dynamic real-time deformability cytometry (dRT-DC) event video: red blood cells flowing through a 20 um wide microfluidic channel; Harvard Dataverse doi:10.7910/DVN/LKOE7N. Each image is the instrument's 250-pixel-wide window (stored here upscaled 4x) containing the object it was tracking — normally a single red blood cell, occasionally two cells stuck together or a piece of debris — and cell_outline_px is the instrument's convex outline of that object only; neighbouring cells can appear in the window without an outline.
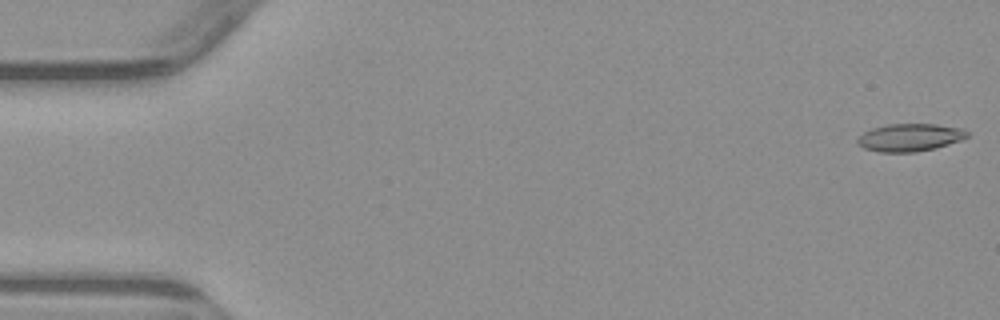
{"species": "common noctule bat (a hibernating species)", "species_latin": "Nyctalus noctula", "temperature_condition": "warm", "stored_images_in_passage": 4, "camera_frame_rate_fps": 3000, "um_per_image_px": 0.085, "animal": {"sex": "male", "body_mass_g": 23.1, "forearm_length_mm": 52.7}, "frame": {"image": 1, "passage_image": 1, "time_ms": 0.0, "image_size_px": [1000, 320], "cell_outline_px": [[968, 136], [960, 140], [936, 148], [916, 152], [880, 152], [864, 148], [856, 140], [864, 132], [872, 128], [888, 124], [936, 124], [964, 128], [968, 132]], "centroid_in_image_um": [77.36, 11.68], "position_along_channel_um": 7.6, "area_um2": 17.63}}
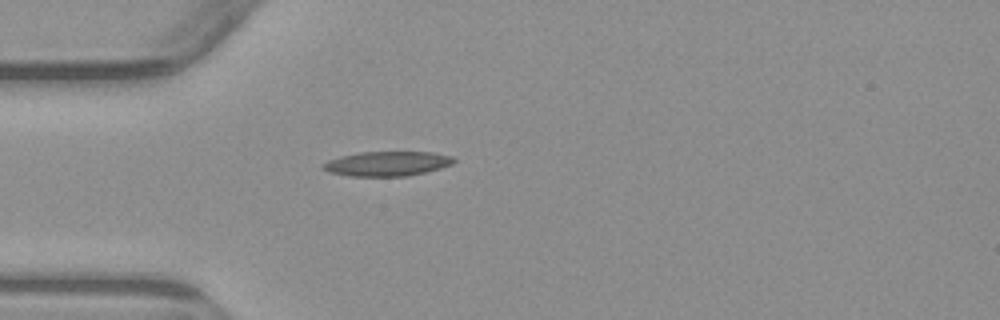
{"frame": {"image": 2, "passage_image": 4, "time_ms": 4.667, "image_size_px": [1000, 320], "cell_outline_px": [[456, 160], [452, 164], [440, 168], [408, 176], [348, 176], [328, 172], [320, 168], [320, 164], [328, 160], [340, 156], [360, 152], [432, 152], [452, 156]], "centroid_in_image_um": [32.85, 13.91], "position_along_channel_um": 52.1, "area_um2": 18.9}}